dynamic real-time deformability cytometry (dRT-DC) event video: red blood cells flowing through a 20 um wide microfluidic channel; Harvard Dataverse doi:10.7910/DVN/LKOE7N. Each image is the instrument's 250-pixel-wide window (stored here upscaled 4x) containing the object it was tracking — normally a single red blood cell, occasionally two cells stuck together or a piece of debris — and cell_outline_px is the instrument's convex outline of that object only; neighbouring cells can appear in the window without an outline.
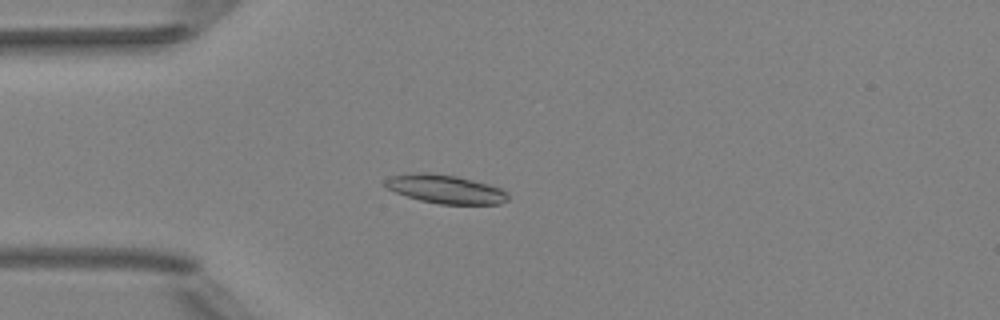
{"species": "Egyptian fruit bat (a non-hibernating species)", "species_latin": "Rousettus aegyptiacus", "temperature_condition": "room temperature", "stored_images_in_passage": 52, "camera_frame_rate_fps": 3000, "um_per_image_px": 0.085, "animal": {"sex": "female"}, "frame": {"image": 1, "passage_image": 15, "time_ms": 4.667, "image_size_px": [1000, 320], "cell_outline_px": [[508, 200], [500, 204], [440, 204], [420, 200], [384, 188], [384, 180], [388, 176], [420, 172], [428, 172], [456, 176], [488, 184], [500, 188], [508, 192]], "centroid_in_image_um": [37.84, 16.07], "position_along_channel_um": 47.2, "area_um2": 20.52}}
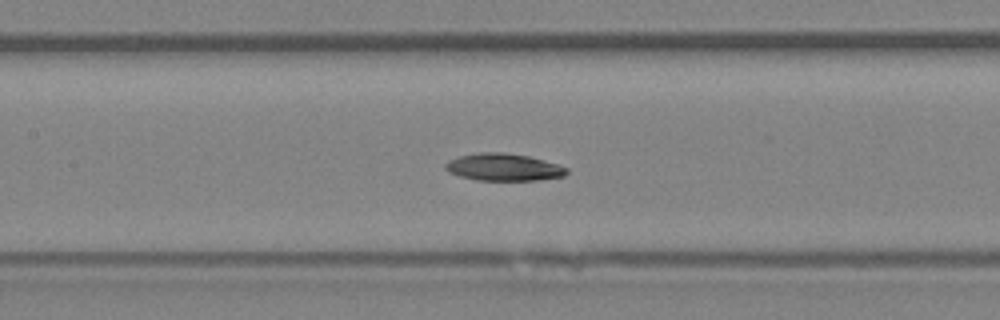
{"frame": {"image": 2, "passage_image": 25, "time_ms": 8.0, "image_size_px": [1000, 320], "cell_outline_px": [[568, 172], [564, 176], [540, 180], [476, 180], [460, 176], [448, 172], [444, 168], [444, 164], [448, 160], [460, 156], [476, 152], [504, 152], [528, 156], [556, 164], [568, 168]], "centroid_in_image_um": [42.77, 14.21], "position_along_channel_um": 164.6, "area_um2": 19.31}}
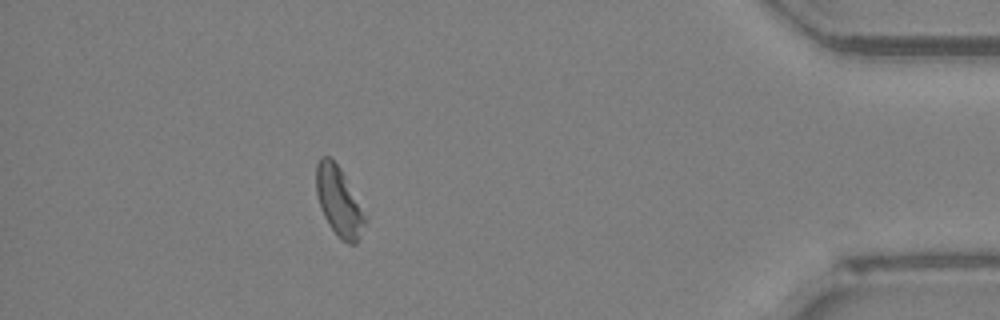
{"frame": {"image": 3, "passage_image": 47, "time_ms": 15.333, "image_size_px": [1000, 320], "cell_outline_px": [[364, 224], [356, 244], [348, 244], [328, 224], [320, 208], [316, 192], [316, 164], [320, 156], [328, 156], [340, 168], [364, 216]], "centroid_in_image_um": [28.73, 17.09], "position_along_channel_um": 406.5, "area_um2": 18.73}, "authors_computed_cell_mechanics": {"area_um2": 20.0566, "velocity_mm_per_s": 3.9804, "shape_relaxation_time_tau1_ms": 5.62, "shape_relaxation_time_tau2_ms": null, "deformation_change_tau1": 0.0879, "deformation_change_tau2": null}}